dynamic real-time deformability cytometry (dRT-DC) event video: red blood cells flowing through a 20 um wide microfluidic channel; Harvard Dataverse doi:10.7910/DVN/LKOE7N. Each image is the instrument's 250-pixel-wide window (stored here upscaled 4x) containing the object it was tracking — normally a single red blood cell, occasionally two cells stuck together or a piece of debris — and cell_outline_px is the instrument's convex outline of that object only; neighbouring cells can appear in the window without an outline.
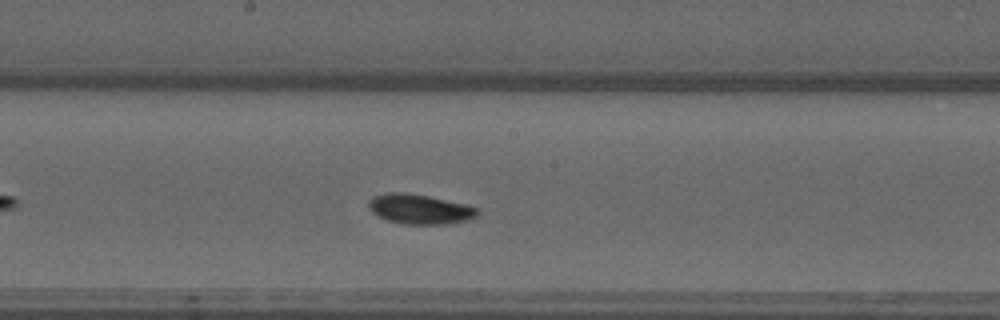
{"species": "common noctule bat (a hibernating species)", "species_latin": "Nyctalus noctula", "temperature_condition": "warm", "stored_images_in_passage": 48, "camera_frame_rate_fps": 3000, "um_per_image_px": 0.085, "animal": {"sex": "male", "forearm_length_mm": 52.5}, "frame": {"image": 1, "passage_image": 21, "time_ms": 6.667, "image_size_px": [1000, 320], "cell_outline_px": [[480, 212], [472, 220], [448, 224], [404, 224], [388, 220], [372, 212], [368, 208], [368, 200], [372, 196], [388, 192], [408, 192], [428, 196], [464, 204], [476, 208]], "centroid_in_image_um": [35.67, 17.77], "position_along_channel_um": 212.5, "area_um2": 19.02}}
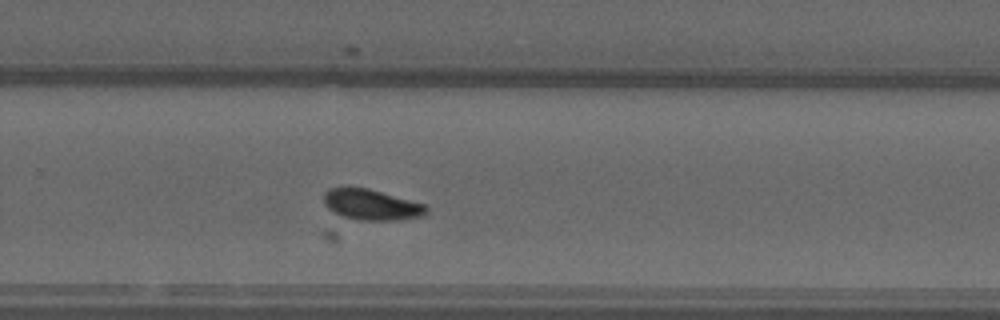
{"frame": {"image": 2, "passage_image": 28, "time_ms": 9.0, "image_size_px": [1000, 320], "cell_outline_px": [[428, 212], [424, 216], [404, 220], [360, 220], [344, 216], [332, 212], [324, 204], [324, 192], [328, 188], [368, 188], [424, 204], [428, 208]], "centroid_in_image_um": [31.59, 17.41], "position_along_channel_um": 298.2, "area_um2": 18.32}, "authors_computed_cell_mechanics": {"area_um2": 18.0047, "velocity_mm_per_s": 3.6962, "shape_relaxation_time_tau1_ms": 4.5097, "shape_relaxation_time_tau2_ms": null, "deformation_change_tau1": 0.1324, "deformation_change_tau2": null}}